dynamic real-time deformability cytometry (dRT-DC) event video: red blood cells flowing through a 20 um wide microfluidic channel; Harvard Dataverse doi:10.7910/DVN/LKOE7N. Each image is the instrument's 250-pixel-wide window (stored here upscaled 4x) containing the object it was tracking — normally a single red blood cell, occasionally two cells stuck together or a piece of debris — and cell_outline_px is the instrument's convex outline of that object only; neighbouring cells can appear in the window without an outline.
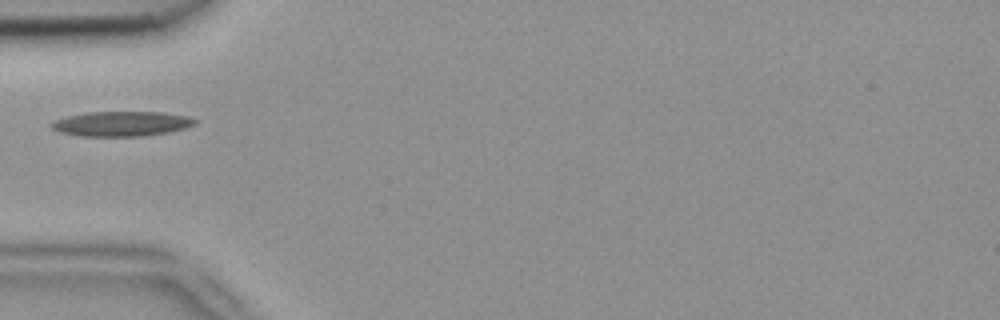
{"species": "common noctule bat (a hibernating species)", "species_latin": "Nyctalus noctula", "temperature_condition": "room temperature", "stored_images_in_passage": 2, "camera_frame_rate_fps": 3000, "um_per_image_px": 0.085, "animal": {"sex": "female", "body_mass_g": 18.4}, "frame": {"image": 1, "passage_image": 2, "time_ms": 0.333, "image_size_px": [1000, 320], "cell_outline_px": [[196, 124], [184, 128], [168, 132], [144, 136], [80, 136], [60, 132], [52, 128], [48, 124], [56, 120], [68, 116], [88, 112], [160, 112], [188, 116], [196, 120]], "centroid_in_image_um": [10.32, 10.52], "position_along_channel_um": 74.7, "area_um2": 20.69}}